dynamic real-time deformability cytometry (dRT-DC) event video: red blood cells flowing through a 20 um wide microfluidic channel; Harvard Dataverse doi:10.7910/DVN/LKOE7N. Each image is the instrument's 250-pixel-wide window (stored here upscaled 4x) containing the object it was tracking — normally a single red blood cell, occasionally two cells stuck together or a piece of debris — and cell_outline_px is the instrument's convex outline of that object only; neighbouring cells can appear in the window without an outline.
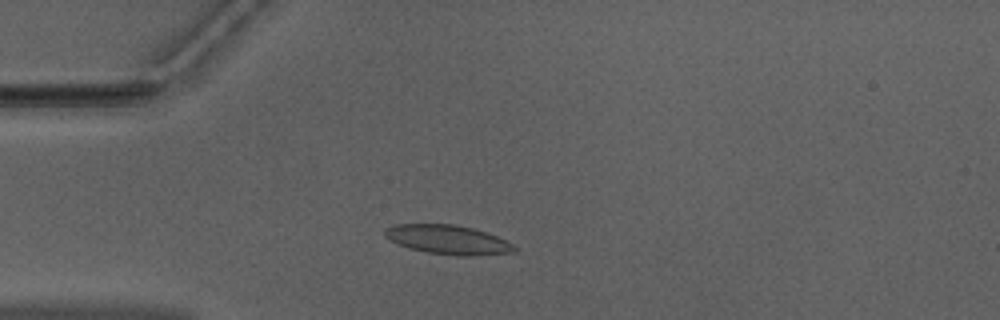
{"species": "Egyptian fruit bat (a non-hibernating species)", "species_latin": "Rousettus aegyptiacus", "temperature_condition": "warm", "stored_images_in_passage": 47, "camera_frame_rate_fps": 3000, "um_per_image_px": 0.085, "animal": {"sex": "male"}, "frame": {"image": 1, "passage_image": 9, "time_ms": 2.667, "image_size_px": [1000, 320], "cell_outline_px": [[520, 248], [516, 252], [476, 256], [460, 256], [428, 252], [412, 248], [388, 240], [384, 236], [384, 228], [392, 224], [452, 224], [472, 228], [496, 236]], "centroid_in_image_um": [38.08, 20.37], "position_along_channel_um": 46.9, "area_um2": 22.02}}
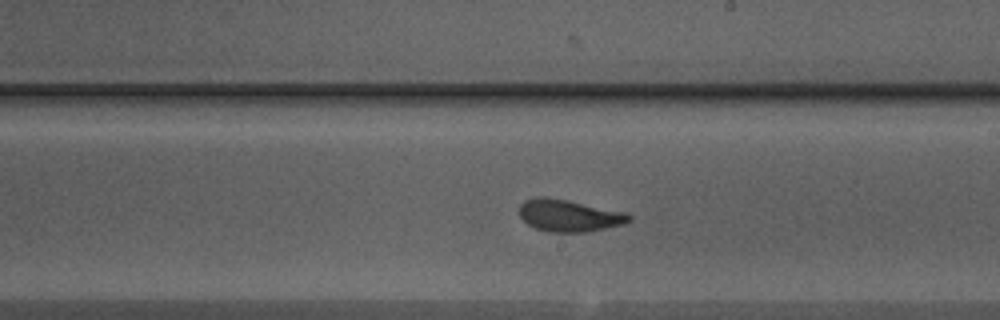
{"frame": {"image": 2, "passage_image": 25, "time_ms": 8.0, "image_size_px": [1000, 320], "cell_outline_px": [[632, 220], [624, 224], [588, 232], [548, 232], [536, 228], [528, 224], [520, 216], [520, 204], [524, 200], [536, 196], [544, 196], [568, 200], [624, 212], [632, 216]], "centroid_in_image_um": [48.36, 18.32], "position_along_channel_um": 240.6, "area_um2": 20.52}}
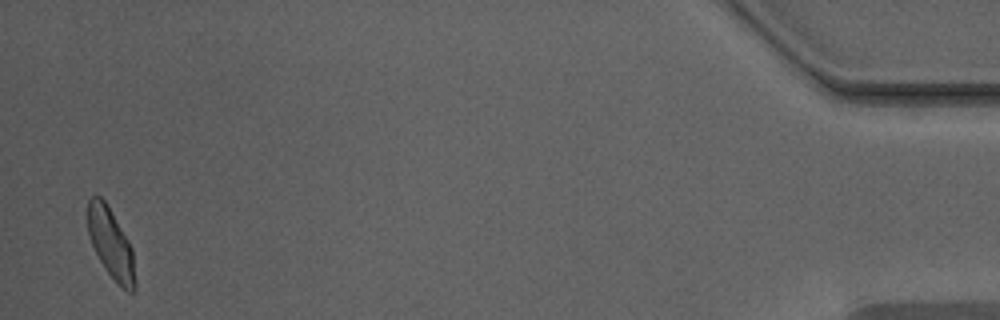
{"frame": {"image": 3, "passage_image": 46, "time_ms": 15.0, "image_size_px": [1000, 320], "cell_outline_px": [[136, 288], [132, 292], [128, 292], [108, 272], [100, 260], [88, 236], [88, 200], [92, 196], [100, 196], [104, 200], [128, 240], [132, 248], [136, 284]], "centroid_in_image_um": [9.43, 20.69], "position_along_channel_um": 425.8, "area_um2": 18.79}, "authors_computed_cell_mechanics": {"area_um2": 20.519, "velocity_mm_per_s": 3.9483, "shape_relaxation_time_tau1_ms": 3.4739, "shape_relaxation_time_tau2_ms": 0.9899, "deformation_change_tau1": 0.1359, "deformation_change_tau2": 0.067}}